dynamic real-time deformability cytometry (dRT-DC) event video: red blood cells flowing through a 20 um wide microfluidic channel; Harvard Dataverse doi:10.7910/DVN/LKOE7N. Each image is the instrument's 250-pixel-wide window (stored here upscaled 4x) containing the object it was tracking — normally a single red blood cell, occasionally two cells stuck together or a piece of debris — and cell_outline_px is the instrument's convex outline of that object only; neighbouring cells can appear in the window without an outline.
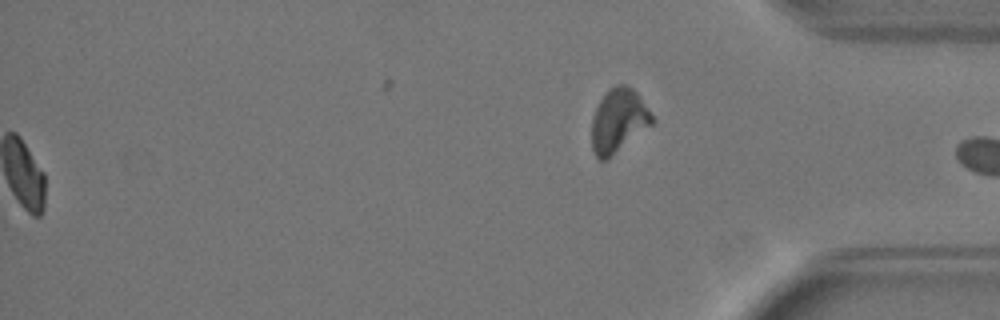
{"species": "Egyptian fruit bat (a non-hibernating species)", "species_latin": "Rousettus aegyptiacus", "temperature_condition": "warm", "stored_images_in_passage": 50, "segment_of_instrument_passage": [2, 2], "camera_frame_rate_fps": 3000, "um_per_image_px": 0.085, "animal": {"sex": "female"}, "frame": {"image": 1, "passage_image": 50, "time_ms": 16.333, "image_size_px": [1000, 320], "cell_outline_px": [[652, 120], [608, 156], [600, 156], [596, 152], [592, 140], [592, 128], [596, 112], [604, 96], [612, 88], [628, 88], [636, 96], [652, 116]], "centroid_in_image_um": [52.52, 10.23], "position_along_channel_um": 382.7, "area_um2": 19.02}}